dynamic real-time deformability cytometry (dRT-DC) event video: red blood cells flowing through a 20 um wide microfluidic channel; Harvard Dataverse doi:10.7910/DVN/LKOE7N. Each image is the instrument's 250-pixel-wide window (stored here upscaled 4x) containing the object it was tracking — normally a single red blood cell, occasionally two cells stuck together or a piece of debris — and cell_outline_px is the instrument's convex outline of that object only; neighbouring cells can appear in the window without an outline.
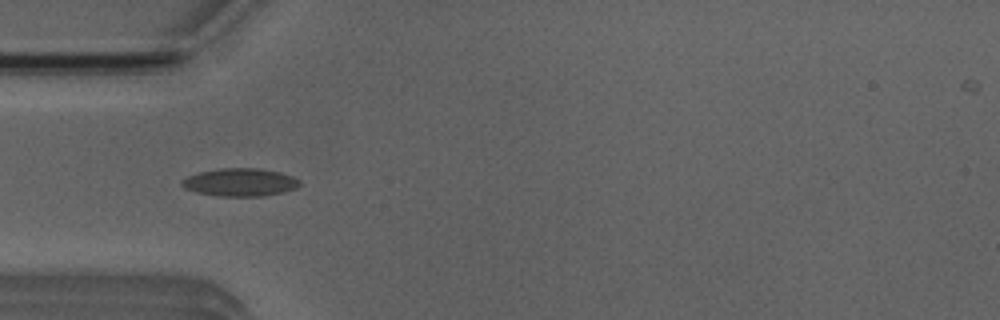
{"species": "Egyptian fruit bat (a non-hibernating species)", "species_latin": "Rousettus aegyptiacus", "temperature_condition": "room temperature", "stored_images_in_passage": 7, "camera_frame_rate_fps": 3000, "um_per_image_px": 0.085, "animal": {"sex": "male"}, "frame": {"image": 1, "passage_image": 5, "time_ms": 4.667, "image_size_px": [1000, 320], "cell_outline_px": [[300, 184], [296, 188], [284, 192], [264, 196], [216, 196], [196, 192], [184, 188], [180, 184], [180, 180], [188, 176], [200, 172], [220, 168], [256, 168], [280, 172], [292, 176], [300, 180]], "centroid_in_image_um": [20.39, 15.5], "position_along_channel_um": 64.6, "area_um2": 19.25}}